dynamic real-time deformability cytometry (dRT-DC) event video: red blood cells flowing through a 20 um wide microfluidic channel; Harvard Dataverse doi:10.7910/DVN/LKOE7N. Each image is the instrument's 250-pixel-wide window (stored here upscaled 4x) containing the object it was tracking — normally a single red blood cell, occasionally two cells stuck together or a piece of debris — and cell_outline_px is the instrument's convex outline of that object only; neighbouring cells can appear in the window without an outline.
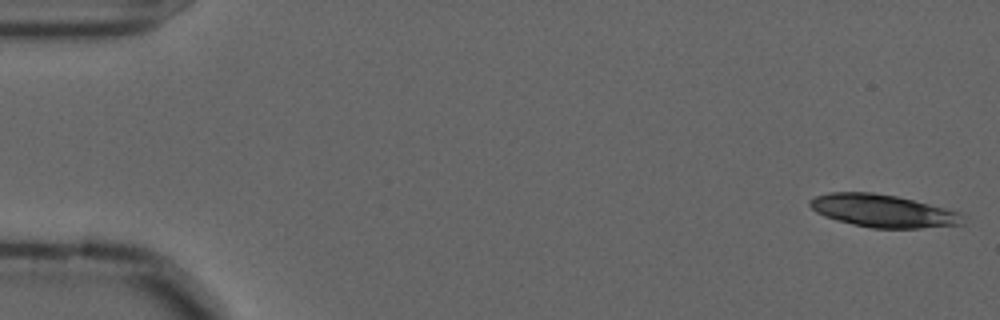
{"species": "common noctule bat (a hibernating species)", "species_latin": "Nyctalus noctula", "temperature_condition": "cold", "stored_images_in_passage": 17, "camera_frame_rate_fps": 3000, "um_per_image_px": 0.085, "animal": {"sex": "male", "forearm_length_mm": 52.5}, "frame": {"image": 1, "passage_image": 1, "time_ms": 0.0, "image_size_px": [1000, 320], "cell_outline_px": [[964, 224], [920, 228], [872, 228], [852, 224], [836, 220], [824, 216], [816, 212], [808, 204], [808, 200], [816, 196], [828, 192], [872, 192], [896, 196], [960, 212]], "centroid_in_image_um": [74.99, 17.92], "position_along_channel_um": 10.0, "area_um2": 28.96}}